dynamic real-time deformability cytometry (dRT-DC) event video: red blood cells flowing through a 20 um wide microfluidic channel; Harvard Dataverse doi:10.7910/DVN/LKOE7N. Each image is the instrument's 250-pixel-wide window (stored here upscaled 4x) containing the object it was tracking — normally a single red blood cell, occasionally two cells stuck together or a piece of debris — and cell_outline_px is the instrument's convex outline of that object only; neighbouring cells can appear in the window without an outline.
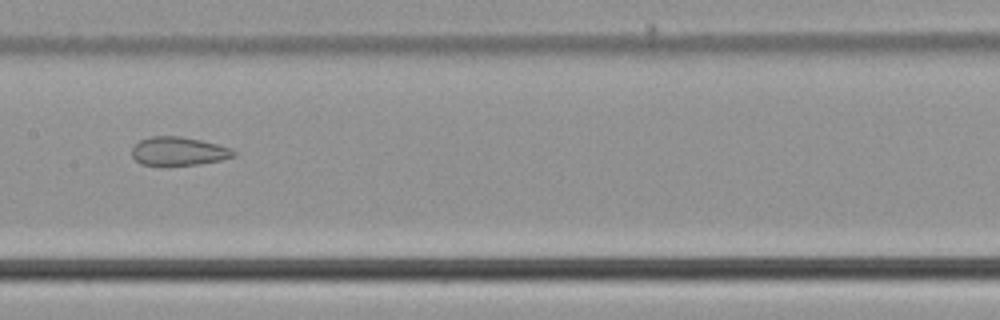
{"species": "common noctule bat (a hibernating species)", "species_latin": "Nyctalus noctula", "temperature_condition": "cold", "stored_images_in_passage": 55, "segment_of_instrument_passage": [2, 2], "camera_frame_rate_fps": 3000, "um_per_image_px": 0.085, "animal": {"sex": "male", "body_mass_g": 21.5, "forearm_length_mm": 52.0}, "frame": {"image": 1, "passage_image": 28, "time_ms": 9.0, "image_size_px": [1000, 320], "cell_outline_px": [[236, 156], [220, 160], [196, 164], [164, 168], [140, 164], [132, 156], [132, 148], [140, 140], [152, 136], [180, 136], [200, 140], [232, 148], [236, 152]], "centroid_in_image_um": [15.15, 12.89], "position_along_channel_um": 192.3, "area_um2": 17.4}}
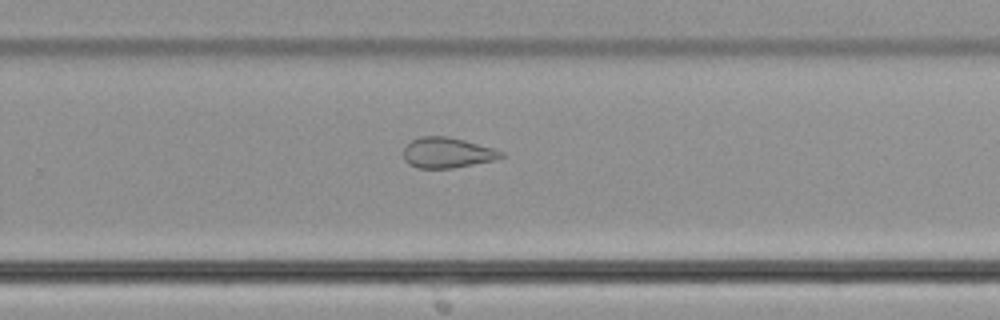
{"frame": {"image": 2, "passage_image": 36, "time_ms": 11.667, "image_size_px": [1000, 320], "cell_outline_px": [[504, 156], [496, 160], [452, 168], [416, 168], [408, 164], [404, 160], [404, 148], [412, 140], [420, 136], [448, 136], [464, 140], [492, 148], [504, 152]], "centroid_in_image_um": [38.0, 12.98], "position_along_channel_um": 291.8, "area_um2": 17.34}}
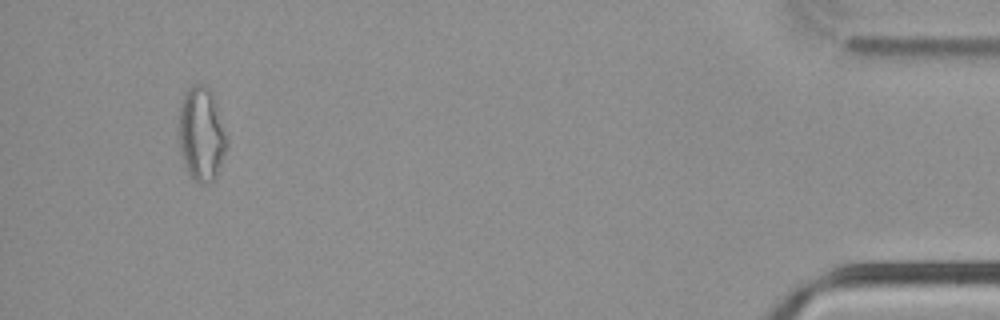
{"frame": {"image": 3, "passage_image": 52, "time_ms": 17.0, "image_size_px": [1000, 320], "cell_outline_px": [[228, 144], [216, 176], [208, 184], [200, 184], [188, 172], [184, 164], [180, 152], [180, 104], [184, 92], [192, 84], [204, 84], [208, 88], [216, 104], [228, 140]], "centroid_in_image_um": [17.12, 11.39], "position_along_channel_um": 418.1, "area_um2": 25.95}}